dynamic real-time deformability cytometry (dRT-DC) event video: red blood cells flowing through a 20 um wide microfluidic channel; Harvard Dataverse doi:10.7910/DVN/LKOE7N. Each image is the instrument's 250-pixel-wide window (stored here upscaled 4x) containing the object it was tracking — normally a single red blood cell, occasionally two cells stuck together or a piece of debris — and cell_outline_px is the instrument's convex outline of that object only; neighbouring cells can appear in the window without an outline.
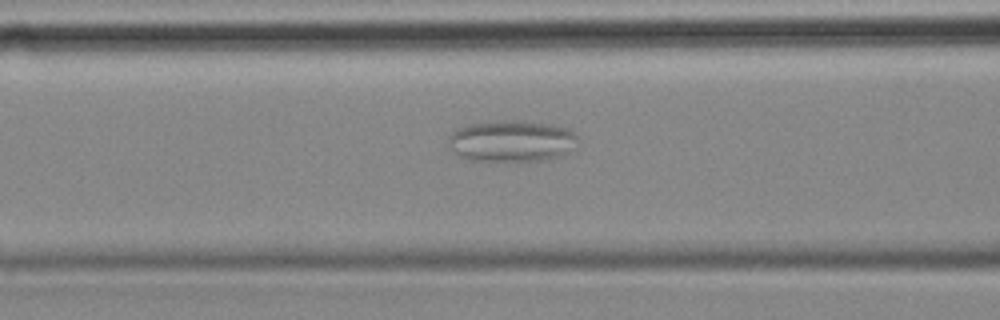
{"species": "common noctule bat (a hibernating species)", "species_latin": "Nyctalus noctula", "temperature_condition": "cold", "stored_images_in_passage": 43, "camera_frame_rate_fps": 3000, "um_per_image_px": 0.085, "animal": {"sex": "female", "body_mass_g": 18.4}, "frame": {"image": 1, "passage_image": 8, "time_ms": 2.333, "image_size_px": [1000, 320], "cell_outline_px": [[580, 140], [564, 156], [544, 160], [472, 160], [452, 152], [448, 144], [448, 136], [452, 132], [460, 128], [472, 124], [496, 120], [524, 120], [548, 124], [568, 128], [580, 136]], "centroid_in_image_um": [43.54, 11.97], "position_along_channel_um": 123.1, "area_um2": 31.44}}
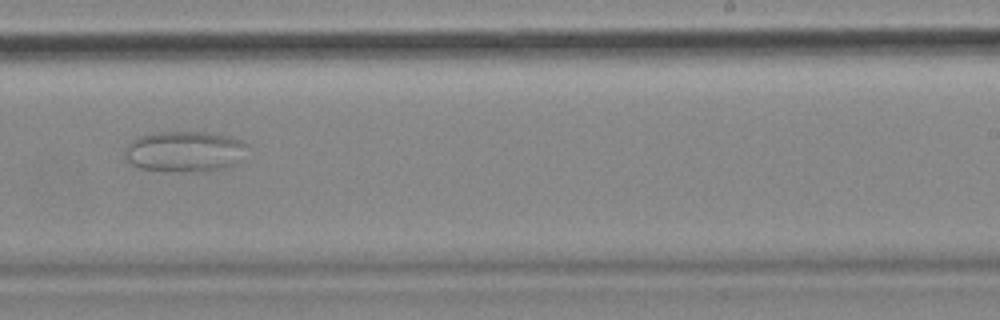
{"frame": {"image": 2, "passage_image": 21, "time_ms": 6.667, "image_size_px": [1000, 320], "cell_outline_px": [[248, 144], [244, 160], [228, 168], [200, 172], [176, 172], [140, 168], [132, 164], [124, 156], [124, 152], [128, 144], [132, 140], [140, 136], [156, 132], [208, 132], [228, 136], [244, 140]], "centroid_in_image_um": [15.78, 12.89], "position_along_channel_um": 273.2, "area_um2": 29.77}}
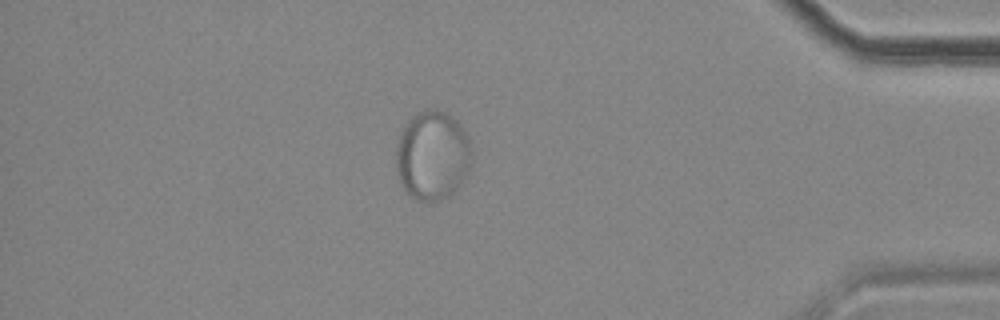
{"frame": {"image": 3, "passage_image": 35, "time_ms": 11.333, "image_size_px": [1000, 320], "cell_outline_px": [[472, 144], [468, 172], [460, 184], [448, 196], [440, 200], [416, 200], [408, 196], [400, 184], [396, 168], [396, 148], [400, 136], [408, 120], [412, 116], [424, 108], [436, 108], [452, 116], [460, 124], [468, 136]], "centroid_in_image_um": [36.75, 13.2], "position_along_channel_um": 398.5, "area_um2": 39.54}}